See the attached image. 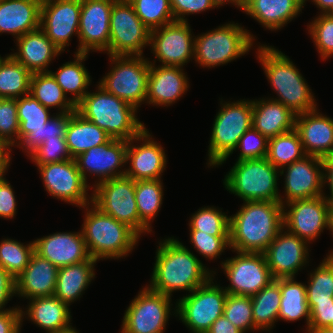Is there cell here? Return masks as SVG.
I'll return each mask as SVG.
<instances>
[{
  "label": "cell",
  "mask_w": 333,
  "mask_h": 333,
  "mask_svg": "<svg viewBox=\"0 0 333 333\" xmlns=\"http://www.w3.org/2000/svg\"><path fill=\"white\" fill-rule=\"evenodd\" d=\"M157 247L151 281L147 285L150 289L171 297L178 290L190 293L214 277L215 271L206 268L178 239L165 238Z\"/></svg>",
  "instance_id": "1"
},
{
  "label": "cell",
  "mask_w": 333,
  "mask_h": 333,
  "mask_svg": "<svg viewBox=\"0 0 333 333\" xmlns=\"http://www.w3.org/2000/svg\"><path fill=\"white\" fill-rule=\"evenodd\" d=\"M229 217V244L234 252L263 253L284 228L280 202L244 201Z\"/></svg>",
  "instance_id": "2"
},
{
  "label": "cell",
  "mask_w": 333,
  "mask_h": 333,
  "mask_svg": "<svg viewBox=\"0 0 333 333\" xmlns=\"http://www.w3.org/2000/svg\"><path fill=\"white\" fill-rule=\"evenodd\" d=\"M257 47V58L278 96L270 99L282 103L296 115L316 109L315 96L293 61L272 46Z\"/></svg>",
  "instance_id": "3"
},
{
  "label": "cell",
  "mask_w": 333,
  "mask_h": 333,
  "mask_svg": "<svg viewBox=\"0 0 333 333\" xmlns=\"http://www.w3.org/2000/svg\"><path fill=\"white\" fill-rule=\"evenodd\" d=\"M96 92H88L76 105V111L86 120L99 126L111 138L131 140L145 125L137 118L132 105L107 92L99 84Z\"/></svg>",
  "instance_id": "4"
},
{
  "label": "cell",
  "mask_w": 333,
  "mask_h": 333,
  "mask_svg": "<svg viewBox=\"0 0 333 333\" xmlns=\"http://www.w3.org/2000/svg\"><path fill=\"white\" fill-rule=\"evenodd\" d=\"M83 209L85 218L81 232L92 258L115 260L132 252L140 237L130 227L104 214L92 203Z\"/></svg>",
  "instance_id": "5"
},
{
  "label": "cell",
  "mask_w": 333,
  "mask_h": 333,
  "mask_svg": "<svg viewBox=\"0 0 333 333\" xmlns=\"http://www.w3.org/2000/svg\"><path fill=\"white\" fill-rule=\"evenodd\" d=\"M279 175L280 170L266 158L248 159L236 161L223 184L243 201L280 202Z\"/></svg>",
  "instance_id": "6"
},
{
  "label": "cell",
  "mask_w": 333,
  "mask_h": 333,
  "mask_svg": "<svg viewBox=\"0 0 333 333\" xmlns=\"http://www.w3.org/2000/svg\"><path fill=\"white\" fill-rule=\"evenodd\" d=\"M221 109L215 116L208 148V167L225 163L236 150L241 136L252 126V100L220 101Z\"/></svg>",
  "instance_id": "7"
},
{
  "label": "cell",
  "mask_w": 333,
  "mask_h": 333,
  "mask_svg": "<svg viewBox=\"0 0 333 333\" xmlns=\"http://www.w3.org/2000/svg\"><path fill=\"white\" fill-rule=\"evenodd\" d=\"M248 31L238 23L230 22L195 36L194 60L202 67L212 68L247 54L255 41Z\"/></svg>",
  "instance_id": "8"
},
{
  "label": "cell",
  "mask_w": 333,
  "mask_h": 333,
  "mask_svg": "<svg viewBox=\"0 0 333 333\" xmlns=\"http://www.w3.org/2000/svg\"><path fill=\"white\" fill-rule=\"evenodd\" d=\"M112 68L98 82L107 92L138 109L147 97L150 63L143 56H111ZM114 65V66H113Z\"/></svg>",
  "instance_id": "9"
},
{
  "label": "cell",
  "mask_w": 333,
  "mask_h": 333,
  "mask_svg": "<svg viewBox=\"0 0 333 333\" xmlns=\"http://www.w3.org/2000/svg\"><path fill=\"white\" fill-rule=\"evenodd\" d=\"M212 277L204 285L186 294L176 302L174 314L191 330L206 333L213 322L223 315L227 292Z\"/></svg>",
  "instance_id": "10"
},
{
  "label": "cell",
  "mask_w": 333,
  "mask_h": 333,
  "mask_svg": "<svg viewBox=\"0 0 333 333\" xmlns=\"http://www.w3.org/2000/svg\"><path fill=\"white\" fill-rule=\"evenodd\" d=\"M145 46H150V30L128 0H116L110 16L109 55L143 56Z\"/></svg>",
  "instance_id": "11"
},
{
  "label": "cell",
  "mask_w": 333,
  "mask_h": 333,
  "mask_svg": "<svg viewBox=\"0 0 333 333\" xmlns=\"http://www.w3.org/2000/svg\"><path fill=\"white\" fill-rule=\"evenodd\" d=\"M92 204L104 214L126 224L140 237V218L135 200V181L126 175L94 186Z\"/></svg>",
  "instance_id": "12"
},
{
  "label": "cell",
  "mask_w": 333,
  "mask_h": 333,
  "mask_svg": "<svg viewBox=\"0 0 333 333\" xmlns=\"http://www.w3.org/2000/svg\"><path fill=\"white\" fill-rule=\"evenodd\" d=\"M171 297L145 286L125 310L121 333H164L171 314Z\"/></svg>",
  "instance_id": "13"
},
{
  "label": "cell",
  "mask_w": 333,
  "mask_h": 333,
  "mask_svg": "<svg viewBox=\"0 0 333 333\" xmlns=\"http://www.w3.org/2000/svg\"><path fill=\"white\" fill-rule=\"evenodd\" d=\"M283 223L285 230L310 244L325 228L332 234L333 210L324 195L294 200L283 204Z\"/></svg>",
  "instance_id": "14"
},
{
  "label": "cell",
  "mask_w": 333,
  "mask_h": 333,
  "mask_svg": "<svg viewBox=\"0 0 333 333\" xmlns=\"http://www.w3.org/2000/svg\"><path fill=\"white\" fill-rule=\"evenodd\" d=\"M236 253L235 257L221 262L230 281L224 288L228 294L252 297L274 281L264 253Z\"/></svg>",
  "instance_id": "15"
},
{
  "label": "cell",
  "mask_w": 333,
  "mask_h": 333,
  "mask_svg": "<svg viewBox=\"0 0 333 333\" xmlns=\"http://www.w3.org/2000/svg\"><path fill=\"white\" fill-rule=\"evenodd\" d=\"M36 166L41 174L44 190L53 198L79 208L92 203V196L87 192L91 186L84 180L75 159Z\"/></svg>",
  "instance_id": "16"
},
{
  "label": "cell",
  "mask_w": 333,
  "mask_h": 333,
  "mask_svg": "<svg viewBox=\"0 0 333 333\" xmlns=\"http://www.w3.org/2000/svg\"><path fill=\"white\" fill-rule=\"evenodd\" d=\"M188 21H173L150 31L151 53L162 66L183 67L194 60V40Z\"/></svg>",
  "instance_id": "17"
},
{
  "label": "cell",
  "mask_w": 333,
  "mask_h": 333,
  "mask_svg": "<svg viewBox=\"0 0 333 333\" xmlns=\"http://www.w3.org/2000/svg\"><path fill=\"white\" fill-rule=\"evenodd\" d=\"M116 0H81L78 39L75 53L90 50L109 55L110 16Z\"/></svg>",
  "instance_id": "18"
},
{
  "label": "cell",
  "mask_w": 333,
  "mask_h": 333,
  "mask_svg": "<svg viewBox=\"0 0 333 333\" xmlns=\"http://www.w3.org/2000/svg\"><path fill=\"white\" fill-rule=\"evenodd\" d=\"M323 172V159L310 155L283 167L280 170V176H285L284 191L286 197L280 196V203L283 205L294 200L311 199L325 195L323 192V188H325Z\"/></svg>",
  "instance_id": "19"
},
{
  "label": "cell",
  "mask_w": 333,
  "mask_h": 333,
  "mask_svg": "<svg viewBox=\"0 0 333 333\" xmlns=\"http://www.w3.org/2000/svg\"><path fill=\"white\" fill-rule=\"evenodd\" d=\"M128 141L110 138L105 144L95 146L75 157V161L84 180L87 174L97 176L91 189L106 180L125 175ZM122 170H120V169Z\"/></svg>",
  "instance_id": "20"
},
{
  "label": "cell",
  "mask_w": 333,
  "mask_h": 333,
  "mask_svg": "<svg viewBox=\"0 0 333 333\" xmlns=\"http://www.w3.org/2000/svg\"><path fill=\"white\" fill-rule=\"evenodd\" d=\"M81 0H43L40 28L61 51L69 46L71 37H78Z\"/></svg>",
  "instance_id": "21"
},
{
  "label": "cell",
  "mask_w": 333,
  "mask_h": 333,
  "mask_svg": "<svg viewBox=\"0 0 333 333\" xmlns=\"http://www.w3.org/2000/svg\"><path fill=\"white\" fill-rule=\"evenodd\" d=\"M283 228L263 252L274 279L295 277L309 263V247L305 240Z\"/></svg>",
  "instance_id": "22"
},
{
  "label": "cell",
  "mask_w": 333,
  "mask_h": 333,
  "mask_svg": "<svg viewBox=\"0 0 333 333\" xmlns=\"http://www.w3.org/2000/svg\"><path fill=\"white\" fill-rule=\"evenodd\" d=\"M153 139L145 128L139 135L128 141L126 163H129V168L126 169L125 175L134 181L161 179L162 173L166 169L165 150ZM135 141L138 144L140 141L141 145H134Z\"/></svg>",
  "instance_id": "23"
},
{
  "label": "cell",
  "mask_w": 333,
  "mask_h": 333,
  "mask_svg": "<svg viewBox=\"0 0 333 333\" xmlns=\"http://www.w3.org/2000/svg\"><path fill=\"white\" fill-rule=\"evenodd\" d=\"M34 251L58 268L89 259L82 232H56L34 240Z\"/></svg>",
  "instance_id": "24"
},
{
  "label": "cell",
  "mask_w": 333,
  "mask_h": 333,
  "mask_svg": "<svg viewBox=\"0 0 333 333\" xmlns=\"http://www.w3.org/2000/svg\"><path fill=\"white\" fill-rule=\"evenodd\" d=\"M149 63L146 103L164 107L174 104L189 88V79L183 67L162 65L156 67L155 60Z\"/></svg>",
  "instance_id": "25"
},
{
  "label": "cell",
  "mask_w": 333,
  "mask_h": 333,
  "mask_svg": "<svg viewBox=\"0 0 333 333\" xmlns=\"http://www.w3.org/2000/svg\"><path fill=\"white\" fill-rule=\"evenodd\" d=\"M314 109L296 115L295 130L306 155L326 158L333 152V119Z\"/></svg>",
  "instance_id": "26"
},
{
  "label": "cell",
  "mask_w": 333,
  "mask_h": 333,
  "mask_svg": "<svg viewBox=\"0 0 333 333\" xmlns=\"http://www.w3.org/2000/svg\"><path fill=\"white\" fill-rule=\"evenodd\" d=\"M49 110L30 94L17 99L19 141L15 146L27 156L44 142L45 123L52 117Z\"/></svg>",
  "instance_id": "27"
},
{
  "label": "cell",
  "mask_w": 333,
  "mask_h": 333,
  "mask_svg": "<svg viewBox=\"0 0 333 333\" xmlns=\"http://www.w3.org/2000/svg\"><path fill=\"white\" fill-rule=\"evenodd\" d=\"M58 269L34 251L27 267L15 279L16 295L28 300L54 296Z\"/></svg>",
  "instance_id": "28"
},
{
  "label": "cell",
  "mask_w": 333,
  "mask_h": 333,
  "mask_svg": "<svg viewBox=\"0 0 333 333\" xmlns=\"http://www.w3.org/2000/svg\"><path fill=\"white\" fill-rule=\"evenodd\" d=\"M15 40L18 51L10 55L31 73L50 72L47 67L61 54L40 27Z\"/></svg>",
  "instance_id": "29"
},
{
  "label": "cell",
  "mask_w": 333,
  "mask_h": 333,
  "mask_svg": "<svg viewBox=\"0 0 333 333\" xmlns=\"http://www.w3.org/2000/svg\"><path fill=\"white\" fill-rule=\"evenodd\" d=\"M43 0H0V34L14 38L40 27Z\"/></svg>",
  "instance_id": "30"
},
{
  "label": "cell",
  "mask_w": 333,
  "mask_h": 333,
  "mask_svg": "<svg viewBox=\"0 0 333 333\" xmlns=\"http://www.w3.org/2000/svg\"><path fill=\"white\" fill-rule=\"evenodd\" d=\"M252 126L268 139L295 129L296 114L270 98L252 100Z\"/></svg>",
  "instance_id": "31"
},
{
  "label": "cell",
  "mask_w": 333,
  "mask_h": 333,
  "mask_svg": "<svg viewBox=\"0 0 333 333\" xmlns=\"http://www.w3.org/2000/svg\"><path fill=\"white\" fill-rule=\"evenodd\" d=\"M26 307V311L21 308L22 322L24 318L29 319L47 333L63 331L72 326L69 305L55 296L30 299Z\"/></svg>",
  "instance_id": "32"
},
{
  "label": "cell",
  "mask_w": 333,
  "mask_h": 333,
  "mask_svg": "<svg viewBox=\"0 0 333 333\" xmlns=\"http://www.w3.org/2000/svg\"><path fill=\"white\" fill-rule=\"evenodd\" d=\"M304 6V0H251L243 11L266 29L276 31L301 14Z\"/></svg>",
  "instance_id": "33"
},
{
  "label": "cell",
  "mask_w": 333,
  "mask_h": 333,
  "mask_svg": "<svg viewBox=\"0 0 333 333\" xmlns=\"http://www.w3.org/2000/svg\"><path fill=\"white\" fill-rule=\"evenodd\" d=\"M98 260L89 259L58 269L54 296L68 304L80 299L95 277V264Z\"/></svg>",
  "instance_id": "34"
},
{
  "label": "cell",
  "mask_w": 333,
  "mask_h": 333,
  "mask_svg": "<svg viewBox=\"0 0 333 333\" xmlns=\"http://www.w3.org/2000/svg\"><path fill=\"white\" fill-rule=\"evenodd\" d=\"M110 138L104 130L86 120L77 111L71 113L65 131V141L73 159L95 146L105 144Z\"/></svg>",
  "instance_id": "35"
},
{
  "label": "cell",
  "mask_w": 333,
  "mask_h": 333,
  "mask_svg": "<svg viewBox=\"0 0 333 333\" xmlns=\"http://www.w3.org/2000/svg\"><path fill=\"white\" fill-rule=\"evenodd\" d=\"M274 280L279 284L281 291L278 320L294 322L305 318L308 332L310 310L306 298V284L295 281V277Z\"/></svg>",
  "instance_id": "36"
},
{
  "label": "cell",
  "mask_w": 333,
  "mask_h": 333,
  "mask_svg": "<svg viewBox=\"0 0 333 333\" xmlns=\"http://www.w3.org/2000/svg\"><path fill=\"white\" fill-rule=\"evenodd\" d=\"M87 56L88 53H75L74 61L66 62L56 72L50 71L64 93L66 95L70 93L74 96L71 100L75 105L89 92L86 89L92 81L89 72L82 64Z\"/></svg>",
  "instance_id": "37"
},
{
  "label": "cell",
  "mask_w": 333,
  "mask_h": 333,
  "mask_svg": "<svg viewBox=\"0 0 333 333\" xmlns=\"http://www.w3.org/2000/svg\"><path fill=\"white\" fill-rule=\"evenodd\" d=\"M163 182L161 179L135 181V200L140 218L141 234L151 233V221L157 216L163 204Z\"/></svg>",
  "instance_id": "38"
},
{
  "label": "cell",
  "mask_w": 333,
  "mask_h": 333,
  "mask_svg": "<svg viewBox=\"0 0 333 333\" xmlns=\"http://www.w3.org/2000/svg\"><path fill=\"white\" fill-rule=\"evenodd\" d=\"M30 95L46 108H57L58 113H72L76 105L67 97L50 72L32 73Z\"/></svg>",
  "instance_id": "39"
},
{
  "label": "cell",
  "mask_w": 333,
  "mask_h": 333,
  "mask_svg": "<svg viewBox=\"0 0 333 333\" xmlns=\"http://www.w3.org/2000/svg\"><path fill=\"white\" fill-rule=\"evenodd\" d=\"M280 299V286L275 280L251 297L253 322L258 330L270 332L278 322Z\"/></svg>",
  "instance_id": "40"
},
{
  "label": "cell",
  "mask_w": 333,
  "mask_h": 333,
  "mask_svg": "<svg viewBox=\"0 0 333 333\" xmlns=\"http://www.w3.org/2000/svg\"><path fill=\"white\" fill-rule=\"evenodd\" d=\"M32 73L10 54L0 60V98L18 99L30 92Z\"/></svg>",
  "instance_id": "41"
},
{
  "label": "cell",
  "mask_w": 333,
  "mask_h": 333,
  "mask_svg": "<svg viewBox=\"0 0 333 333\" xmlns=\"http://www.w3.org/2000/svg\"><path fill=\"white\" fill-rule=\"evenodd\" d=\"M304 156L306 154L295 129L269 139L266 159L279 170Z\"/></svg>",
  "instance_id": "42"
},
{
  "label": "cell",
  "mask_w": 333,
  "mask_h": 333,
  "mask_svg": "<svg viewBox=\"0 0 333 333\" xmlns=\"http://www.w3.org/2000/svg\"><path fill=\"white\" fill-rule=\"evenodd\" d=\"M309 277L306 285L309 310L316 303L333 302V255L324 257Z\"/></svg>",
  "instance_id": "43"
},
{
  "label": "cell",
  "mask_w": 333,
  "mask_h": 333,
  "mask_svg": "<svg viewBox=\"0 0 333 333\" xmlns=\"http://www.w3.org/2000/svg\"><path fill=\"white\" fill-rule=\"evenodd\" d=\"M34 252V241L24 245L17 240L3 239L0 242V267L15 279L27 267Z\"/></svg>",
  "instance_id": "44"
},
{
  "label": "cell",
  "mask_w": 333,
  "mask_h": 333,
  "mask_svg": "<svg viewBox=\"0 0 333 333\" xmlns=\"http://www.w3.org/2000/svg\"><path fill=\"white\" fill-rule=\"evenodd\" d=\"M142 23L150 30L175 21L170 0H128Z\"/></svg>",
  "instance_id": "45"
},
{
  "label": "cell",
  "mask_w": 333,
  "mask_h": 333,
  "mask_svg": "<svg viewBox=\"0 0 333 333\" xmlns=\"http://www.w3.org/2000/svg\"><path fill=\"white\" fill-rule=\"evenodd\" d=\"M226 214L214 206L202 207L190 218L189 229L212 236H229L230 217Z\"/></svg>",
  "instance_id": "46"
},
{
  "label": "cell",
  "mask_w": 333,
  "mask_h": 333,
  "mask_svg": "<svg viewBox=\"0 0 333 333\" xmlns=\"http://www.w3.org/2000/svg\"><path fill=\"white\" fill-rule=\"evenodd\" d=\"M223 315L243 333L258 331L254 326L252 301L250 296L231 295L227 293Z\"/></svg>",
  "instance_id": "47"
},
{
  "label": "cell",
  "mask_w": 333,
  "mask_h": 333,
  "mask_svg": "<svg viewBox=\"0 0 333 333\" xmlns=\"http://www.w3.org/2000/svg\"><path fill=\"white\" fill-rule=\"evenodd\" d=\"M307 29L322 60L331 58L333 56V14H319L310 22Z\"/></svg>",
  "instance_id": "48"
},
{
  "label": "cell",
  "mask_w": 333,
  "mask_h": 333,
  "mask_svg": "<svg viewBox=\"0 0 333 333\" xmlns=\"http://www.w3.org/2000/svg\"><path fill=\"white\" fill-rule=\"evenodd\" d=\"M28 157H30L35 165H44L73 159L68 150L65 136H57V139L44 141Z\"/></svg>",
  "instance_id": "49"
},
{
  "label": "cell",
  "mask_w": 333,
  "mask_h": 333,
  "mask_svg": "<svg viewBox=\"0 0 333 333\" xmlns=\"http://www.w3.org/2000/svg\"><path fill=\"white\" fill-rule=\"evenodd\" d=\"M0 139L12 146L19 141L17 99L0 98Z\"/></svg>",
  "instance_id": "50"
},
{
  "label": "cell",
  "mask_w": 333,
  "mask_h": 333,
  "mask_svg": "<svg viewBox=\"0 0 333 333\" xmlns=\"http://www.w3.org/2000/svg\"><path fill=\"white\" fill-rule=\"evenodd\" d=\"M269 139L251 126L239 139L240 149L237 161L266 158Z\"/></svg>",
  "instance_id": "51"
},
{
  "label": "cell",
  "mask_w": 333,
  "mask_h": 333,
  "mask_svg": "<svg viewBox=\"0 0 333 333\" xmlns=\"http://www.w3.org/2000/svg\"><path fill=\"white\" fill-rule=\"evenodd\" d=\"M190 242L200 255L210 260L216 259L225 249L230 248L229 236H212L200 233V230H190Z\"/></svg>",
  "instance_id": "52"
},
{
  "label": "cell",
  "mask_w": 333,
  "mask_h": 333,
  "mask_svg": "<svg viewBox=\"0 0 333 333\" xmlns=\"http://www.w3.org/2000/svg\"><path fill=\"white\" fill-rule=\"evenodd\" d=\"M173 17L176 21H186V15L197 14L216 8L212 0H170Z\"/></svg>",
  "instance_id": "53"
},
{
  "label": "cell",
  "mask_w": 333,
  "mask_h": 333,
  "mask_svg": "<svg viewBox=\"0 0 333 333\" xmlns=\"http://www.w3.org/2000/svg\"><path fill=\"white\" fill-rule=\"evenodd\" d=\"M333 302L316 303L310 309L308 333H317L323 328L332 327Z\"/></svg>",
  "instance_id": "54"
},
{
  "label": "cell",
  "mask_w": 333,
  "mask_h": 333,
  "mask_svg": "<svg viewBox=\"0 0 333 333\" xmlns=\"http://www.w3.org/2000/svg\"><path fill=\"white\" fill-rule=\"evenodd\" d=\"M10 183L3 178L0 181V218L12 219L16 215L17 203Z\"/></svg>",
  "instance_id": "55"
},
{
  "label": "cell",
  "mask_w": 333,
  "mask_h": 333,
  "mask_svg": "<svg viewBox=\"0 0 333 333\" xmlns=\"http://www.w3.org/2000/svg\"><path fill=\"white\" fill-rule=\"evenodd\" d=\"M22 315L20 306L0 311V333H21Z\"/></svg>",
  "instance_id": "56"
},
{
  "label": "cell",
  "mask_w": 333,
  "mask_h": 333,
  "mask_svg": "<svg viewBox=\"0 0 333 333\" xmlns=\"http://www.w3.org/2000/svg\"><path fill=\"white\" fill-rule=\"evenodd\" d=\"M71 113H56L45 123L44 141L57 139V136H65L66 127Z\"/></svg>",
  "instance_id": "57"
},
{
  "label": "cell",
  "mask_w": 333,
  "mask_h": 333,
  "mask_svg": "<svg viewBox=\"0 0 333 333\" xmlns=\"http://www.w3.org/2000/svg\"><path fill=\"white\" fill-rule=\"evenodd\" d=\"M12 296H16L15 278L0 267V311L14 309V307L4 309L8 301L13 298Z\"/></svg>",
  "instance_id": "58"
},
{
  "label": "cell",
  "mask_w": 333,
  "mask_h": 333,
  "mask_svg": "<svg viewBox=\"0 0 333 333\" xmlns=\"http://www.w3.org/2000/svg\"><path fill=\"white\" fill-rule=\"evenodd\" d=\"M206 333H243L236 328L224 315L217 318Z\"/></svg>",
  "instance_id": "59"
},
{
  "label": "cell",
  "mask_w": 333,
  "mask_h": 333,
  "mask_svg": "<svg viewBox=\"0 0 333 333\" xmlns=\"http://www.w3.org/2000/svg\"><path fill=\"white\" fill-rule=\"evenodd\" d=\"M12 147L5 139H0V163H10Z\"/></svg>",
  "instance_id": "60"
},
{
  "label": "cell",
  "mask_w": 333,
  "mask_h": 333,
  "mask_svg": "<svg viewBox=\"0 0 333 333\" xmlns=\"http://www.w3.org/2000/svg\"><path fill=\"white\" fill-rule=\"evenodd\" d=\"M307 0H304L306 2ZM319 10L320 14H333V0H311Z\"/></svg>",
  "instance_id": "61"
},
{
  "label": "cell",
  "mask_w": 333,
  "mask_h": 333,
  "mask_svg": "<svg viewBox=\"0 0 333 333\" xmlns=\"http://www.w3.org/2000/svg\"><path fill=\"white\" fill-rule=\"evenodd\" d=\"M323 178H333V157L323 158Z\"/></svg>",
  "instance_id": "62"
},
{
  "label": "cell",
  "mask_w": 333,
  "mask_h": 333,
  "mask_svg": "<svg viewBox=\"0 0 333 333\" xmlns=\"http://www.w3.org/2000/svg\"><path fill=\"white\" fill-rule=\"evenodd\" d=\"M324 180V186L327 184L330 190V196L329 195H325L324 197L327 199V201L329 202L332 210H333V178H323Z\"/></svg>",
  "instance_id": "63"
},
{
  "label": "cell",
  "mask_w": 333,
  "mask_h": 333,
  "mask_svg": "<svg viewBox=\"0 0 333 333\" xmlns=\"http://www.w3.org/2000/svg\"><path fill=\"white\" fill-rule=\"evenodd\" d=\"M212 2L216 8L225 5V3H231L241 10V0H212Z\"/></svg>",
  "instance_id": "64"
},
{
  "label": "cell",
  "mask_w": 333,
  "mask_h": 333,
  "mask_svg": "<svg viewBox=\"0 0 333 333\" xmlns=\"http://www.w3.org/2000/svg\"><path fill=\"white\" fill-rule=\"evenodd\" d=\"M10 163H0V181L5 178L4 175L8 171Z\"/></svg>",
  "instance_id": "65"
},
{
  "label": "cell",
  "mask_w": 333,
  "mask_h": 333,
  "mask_svg": "<svg viewBox=\"0 0 333 333\" xmlns=\"http://www.w3.org/2000/svg\"><path fill=\"white\" fill-rule=\"evenodd\" d=\"M51 333H79L74 327H70L63 331L51 332Z\"/></svg>",
  "instance_id": "66"
},
{
  "label": "cell",
  "mask_w": 333,
  "mask_h": 333,
  "mask_svg": "<svg viewBox=\"0 0 333 333\" xmlns=\"http://www.w3.org/2000/svg\"><path fill=\"white\" fill-rule=\"evenodd\" d=\"M317 333H333V327H326L318 331Z\"/></svg>",
  "instance_id": "67"
},
{
  "label": "cell",
  "mask_w": 333,
  "mask_h": 333,
  "mask_svg": "<svg viewBox=\"0 0 333 333\" xmlns=\"http://www.w3.org/2000/svg\"><path fill=\"white\" fill-rule=\"evenodd\" d=\"M251 0H241V10L243 11L245 6L250 2Z\"/></svg>",
  "instance_id": "68"
},
{
  "label": "cell",
  "mask_w": 333,
  "mask_h": 333,
  "mask_svg": "<svg viewBox=\"0 0 333 333\" xmlns=\"http://www.w3.org/2000/svg\"><path fill=\"white\" fill-rule=\"evenodd\" d=\"M332 237H333V223H332ZM329 253L333 255V250Z\"/></svg>",
  "instance_id": "69"
}]
</instances>
